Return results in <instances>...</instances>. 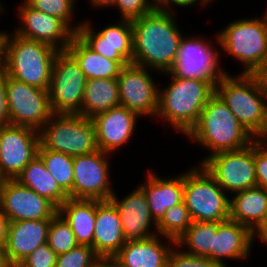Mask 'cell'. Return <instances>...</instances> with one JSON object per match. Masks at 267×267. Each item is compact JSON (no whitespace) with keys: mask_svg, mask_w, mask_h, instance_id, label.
Returning <instances> with one entry per match:
<instances>
[{"mask_svg":"<svg viewBox=\"0 0 267 267\" xmlns=\"http://www.w3.org/2000/svg\"><path fill=\"white\" fill-rule=\"evenodd\" d=\"M173 12L155 9L132 20L133 61L132 64L159 73L171 70L178 57L183 31Z\"/></svg>","mask_w":267,"mask_h":267,"instance_id":"obj_1","label":"cell"},{"mask_svg":"<svg viewBox=\"0 0 267 267\" xmlns=\"http://www.w3.org/2000/svg\"><path fill=\"white\" fill-rule=\"evenodd\" d=\"M164 75L169 76L170 83L164 89L159 87L156 118L167 122L176 133L186 136L198 123L219 80L175 77L170 72L163 73Z\"/></svg>","mask_w":267,"mask_h":267,"instance_id":"obj_2","label":"cell"},{"mask_svg":"<svg viewBox=\"0 0 267 267\" xmlns=\"http://www.w3.org/2000/svg\"><path fill=\"white\" fill-rule=\"evenodd\" d=\"M215 93L255 138L267 135V77L264 75L225 74Z\"/></svg>","mask_w":267,"mask_h":267,"instance_id":"obj_3","label":"cell"},{"mask_svg":"<svg viewBox=\"0 0 267 267\" xmlns=\"http://www.w3.org/2000/svg\"><path fill=\"white\" fill-rule=\"evenodd\" d=\"M186 139L209 150V155L197 165L213 154L243 149L255 140L216 93L209 98L198 123L186 135Z\"/></svg>","mask_w":267,"mask_h":267,"instance_id":"obj_4","label":"cell"},{"mask_svg":"<svg viewBox=\"0 0 267 267\" xmlns=\"http://www.w3.org/2000/svg\"><path fill=\"white\" fill-rule=\"evenodd\" d=\"M217 32L219 47L243 66L239 74L267 75V15L239 18Z\"/></svg>","mask_w":267,"mask_h":267,"instance_id":"obj_5","label":"cell"},{"mask_svg":"<svg viewBox=\"0 0 267 267\" xmlns=\"http://www.w3.org/2000/svg\"><path fill=\"white\" fill-rule=\"evenodd\" d=\"M58 52L49 44L6 32L3 71L15 80L48 90Z\"/></svg>","mask_w":267,"mask_h":267,"instance_id":"obj_6","label":"cell"},{"mask_svg":"<svg viewBox=\"0 0 267 267\" xmlns=\"http://www.w3.org/2000/svg\"><path fill=\"white\" fill-rule=\"evenodd\" d=\"M183 171V202L193 222H223L230 217V196L202 164Z\"/></svg>","mask_w":267,"mask_h":267,"instance_id":"obj_7","label":"cell"},{"mask_svg":"<svg viewBox=\"0 0 267 267\" xmlns=\"http://www.w3.org/2000/svg\"><path fill=\"white\" fill-rule=\"evenodd\" d=\"M40 145L44 149L70 156L93 153L98 149L92 119L80 114L53 113L39 130Z\"/></svg>","mask_w":267,"mask_h":267,"instance_id":"obj_8","label":"cell"},{"mask_svg":"<svg viewBox=\"0 0 267 267\" xmlns=\"http://www.w3.org/2000/svg\"><path fill=\"white\" fill-rule=\"evenodd\" d=\"M86 81L75 58L67 50L59 51L47 90L52 113L81 115Z\"/></svg>","mask_w":267,"mask_h":267,"instance_id":"obj_9","label":"cell"},{"mask_svg":"<svg viewBox=\"0 0 267 267\" xmlns=\"http://www.w3.org/2000/svg\"><path fill=\"white\" fill-rule=\"evenodd\" d=\"M215 37V42H212L201 35H184L177 60L169 72L175 77L206 80H220L225 74H230L221 65V52L214 46L215 43L219 45L218 37Z\"/></svg>","mask_w":267,"mask_h":267,"instance_id":"obj_10","label":"cell"},{"mask_svg":"<svg viewBox=\"0 0 267 267\" xmlns=\"http://www.w3.org/2000/svg\"><path fill=\"white\" fill-rule=\"evenodd\" d=\"M9 124L40 130L52 116L47 90L13 79L5 73Z\"/></svg>","mask_w":267,"mask_h":267,"instance_id":"obj_11","label":"cell"},{"mask_svg":"<svg viewBox=\"0 0 267 267\" xmlns=\"http://www.w3.org/2000/svg\"><path fill=\"white\" fill-rule=\"evenodd\" d=\"M202 165L229 196L257 186L254 141L243 149L213 154Z\"/></svg>","mask_w":267,"mask_h":267,"instance_id":"obj_12","label":"cell"},{"mask_svg":"<svg viewBox=\"0 0 267 267\" xmlns=\"http://www.w3.org/2000/svg\"><path fill=\"white\" fill-rule=\"evenodd\" d=\"M110 155L112 154L97 150L73 156L72 199L110 200L114 193L110 180Z\"/></svg>","mask_w":267,"mask_h":267,"instance_id":"obj_13","label":"cell"},{"mask_svg":"<svg viewBox=\"0 0 267 267\" xmlns=\"http://www.w3.org/2000/svg\"><path fill=\"white\" fill-rule=\"evenodd\" d=\"M39 131L26 126H0V174L4 179H16L22 170L38 156Z\"/></svg>","mask_w":267,"mask_h":267,"instance_id":"obj_14","label":"cell"},{"mask_svg":"<svg viewBox=\"0 0 267 267\" xmlns=\"http://www.w3.org/2000/svg\"><path fill=\"white\" fill-rule=\"evenodd\" d=\"M150 71L131 63L121 69L117 81L120 106L140 117L154 118L158 111L159 87Z\"/></svg>","mask_w":267,"mask_h":267,"instance_id":"obj_15","label":"cell"},{"mask_svg":"<svg viewBox=\"0 0 267 267\" xmlns=\"http://www.w3.org/2000/svg\"><path fill=\"white\" fill-rule=\"evenodd\" d=\"M96 30V31H95ZM76 35L93 51L113 61H133V28L130 20L120 19L97 30L83 20Z\"/></svg>","mask_w":267,"mask_h":267,"instance_id":"obj_16","label":"cell"},{"mask_svg":"<svg viewBox=\"0 0 267 267\" xmlns=\"http://www.w3.org/2000/svg\"><path fill=\"white\" fill-rule=\"evenodd\" d=\"M21 3L16 9L20 23L13 33L49 44L58 51L67 50L75 33L59 18L30 7L24 0Z\"/></svg>","mask_w":267,"mask_h":267,"instance_id":"obj_17","label":"cell"},{"mask_svg":"<svg viewBox=\"0 0 267 267\" xmlns=\"http://www.w3.org/2000/svg\"><path fill=\"white\" fill-rule=\"evenodd\" d=\"M0 208L9 221L51 219L58 213L52 202L15 179L4 180Z\"/></svg>","mask_w":267,"mask_h":267,"instance_id":"obj_18","label":"cell"},{"mask_svg":"<svg viewBox=\"0 0 267 267\" xmlns=\"http://www.w3.org/2000/svg\"><path fill=\"white\" fill-rule=\"evenodd\" d=\"M117 196L116 192L113 193L110 201L118 210L126 241L144 240L158 234L157 223L151 217L146 195L138 185L123 199ZM152 227H155L154 231Z\"/></svg>","mask_w":267,"mask_h":267,"instance_id":"obj_19","label":"cell"},{"mask_svg":"<svg viewBox=\"0 0 267 267\" xmlns=\"http://www.w3.org/2000/svg\"><path fill=\"white\" fill-rule=\"evenodd\" d=\"M139 115L129 109L119 106L95 115L92 119L96 132L98 149L109 153L122 149L130 142L136 128Z\"/></svg>","mask_w":267,"mask_h":267,"instance_id":"obj_20","label":"cell"},{"mask_svg":"<svg viewBox=\"0 0 267 267\" xmlns=\"http://www.w3.org/2000/svg\"><path fill=\"white\" fill-rule=\"evenodd\" d=\"M50 219L10 221L4 251L9 267H17L30 253L47 242Z\"/></svg>","mask_w":267,"mask_h":267,"instance_id":"obj_21","label":"cell"},{"mask_svg":"<svg viewBox=\"0 0 267 267\" xmlns=\"http://www.w3.org/2000/svg\"><path fill=\"white\" fill-rule=\"evenodd\" d=\"M252 248V231L248 227L228 219L218 225L216 235H214L213 248L207 258L219 263L222 267H227L224 259L246 260L251 256Z\"/></svg>","mask_w":267,"mask_h":267,"instance_id":"obj_22","label":"cell"},{"mask_svg":"<svg viewBox=\"0 0 267 267\" xmlns=\"http://www.w3.org/2000/svg\"><path fill=\"white\" fill-rule=\"evenodd\" d=\"M162 236L127 241L115 257L124 267H167L168 256L176 241Z\"/></svg>","mask_w":267,"mask_h":267,"instance_id":"obj_23","label":"cell"},{"mask_svg":"<svg viewBox=\"0 0 267 267\" xmlns=\"http://www.w3.org/2000/svg\"><path fill=\"white\" fill-rule=\"evenodd\" d=\"M156 174L148 170L146 181L138 186L146 195L151 217L158 223L167 209L183 201V172L166 178Z\"/></svg>","mask_w":267,"mask_h":267,"instance_id":"obj_24","label":"cell"},{"mask_svg":"<svg viewBox=\"0 0 267 267\" xmlns=\"http://www.w3.org/2000/svg\"><path fill=\"white\" fill-rule=\"evenodd\" d=\"M126 242L117 208L102 201L96 208L93 249L99 257L115 256Z\"/></svg>","mask_w":267,"mask_h":267,"instance_id":"obj_25","label":"cell"},{"mask_svg":"<svg viewBox=\"0 0 267 267\" xmlns=\"http://www.w3.org/2000/svg\"><path fill=\"white\" fill-rule=\"evenodd\" d=\"M230 197V220L253 231L267 218V189L256 186Z\"/></svg>","mask_w":267,"mask_h":267,"instance_id":"obj_26","label":"cell"},{"mask_svg":"<svg viewBox=\"0 0 267 267\" xmlns=\"http://www.w3.org/2000/svg\"><path fill=\"white\" fill-rule=\"evenodd\" d=\"M101 202L68 198L58 208V213L69 224L79 245L92 247L96 208Z\"/></svg>","mask_w":267,"mask_h":267,"instance_id":"obj_27","label":"cell"},{"mask_svg":"<svg viewBox=\"0 0 267 267\" xmlns=\"http://www.w3.org/2000/svg\"><path fill=\"white\" fill-rule=\"evenodd\" d=\"M67 51L78 62L87 80L117 78L121 69L129 65L128 61H113L89 48L76 34Z\"/></svg>","mask_w":267,"mask_h":267,"instance_id":"obj_28","label":"cell"},{"mask_svg":"<svg viewBox=\"0 0 267 267\" xmlns=\"http://www.w3.org/2000/svg\"><path fill=\"white\" fill-rule=\"evenodd\" d=\"M23 186L32 189L59 208L69 197L47 170L44 162L36 156L15 179Z\"/></svg>","mask_w":267,"mask_h":267,"instance_id":"obj_29","label":"cell"},{"mask_svg":"<svg viewBox=\"0 0 267 267\" xmlns=\"http://www.w3.org/2000/svg\"><path fill=\"white\" fill-rule=\"evenodd\" d=\"M117 78L90 79L86 81L81 115L93 118L95 115L119 107Z\"/></svg>","mask_w":267,"mask_h":267,"instance_id":"obj_30","label":"cell"},{"mask_svg":"<svg viewBox=\"0 0 267 267\" xmlns=\"http://www.w3.org/2000/svg\"><path fill=\"white\" fill-rule=\"evenodd\" d=\"M221 222H192L187 231L176 240L185 253L207 257L213 248L214 235Z\"/></svg>","mask_w":267,"mask_h":267,"instance_id":"obj_31","label":"cell"},{"mask_svg":"<svg viewBox=\"0 0 267 267\" xmlns=\"http://www.w3.org/2000/svg\"><path fill=\"white\" fill-rule=\"evenodd\" d=\"M38 156L44 162L47 170L54 177L60 188L72 199L73 187V156L62 152L38 148Z\"/></svg>","mask_w":267,"mask_h":267,"instance_id":"obj_32","label":"cell"},{"mask_svg":"<svg viewBox=\"0 0 267 267\" xmlns=\"http://www.w3.org/2000/svg\"><path fill=\"white\" fill-rule=\"evenodd\" d=\"M192 222L189 210L182 201L166 210L165 215L157 223L156 230L163 239L168 237L176 241L187 231Z\"/></svg>","mask_w":267,"mask_h":267,"instance_id":"obj_33","label":"cell"},{"mask_svg":"<svg viewBox=\"0 0 267 267\" xmlns=\"http://www.w3.org/2000/svg\"><path fill=\"white\" fill-rule=\"evenodd\" d=\"M30 7L57 17L62 20L75 34L83 21L76 23L75 19V4L77 0H24ZM70 21V22H69ZM75 23V24H72Z\"/></svg>","mask_w":267,"mask_h":267,"instance_id":"obj_34","label":"cell"},{"mask_svg":"<svg viewBox=\"0 0 267 267\" xmlns=\"http://www.w3.org/2000/svg\"><path fill=\"white\" fill-rule=\"evenodd\" d=\"M47 243L57 255L66 253L79 245L69 224L59 213L50 219Z\"/></svg>","mask_w":267,"mask_h":267,"instance_id":"obj_35","label":"cell"},{"mask_svg":"<svg viewBox=\"0 0 267 267\" xmlns=\"http://www.w3.org/2000/svg\"><path fill=\"white\" fill-rule=\"evenodd\" d=\"M98 257L93 247L78 245L66 253L57 255L56 267H94Z\"/></svg>","mask_w":267,"mask_h":267,"instance_id":"obj_36","label":"cell"},{"mask_svg":"<svg viewBox=\"0 0 267 267\" xmlns=\"http://www.w3.org/2000/svg\"><path fill=\"white\" fill-rule=\"evenodd\" d=\"M112 8L119 9L120 19L132 21L154 11L157 7L156 0H116Z\"/></svg>","mask_w":267,"mask_h":267,"instance_id":"obj_37","label":"cell"},{"mask_svg":"<svg viewBox=\"0 0 267 267\" xmlns=\"http://www.w3.org/2000/svg\"><path fill=\"white\" fill-rule=\"evenodd\" d=\"M179 250H178V249ZM167 267H222L219 263L208 259L207 257L195 256L185 253L176 244L172 248L168 260Z\"/></svg>","mask_w":267,"mask_h":267,"instance_id":"obj_38","label":"cell"},{"mask_svg":"<svg viewBox=\"0 0 267 267\" xmlns=\"http://www.w3.org/2000/svg\"><path fill=\"white\" fill-rule=\"evenodd\" d=\"M57 254L46 242L30 253L17 267H56Z\"/></svg>","mask_w":267,"mask_h":267,"instance_id":"obj_39","label":"cell"},{"mask_svg":"<svg viewBox=\"0 0 267 267\" xmlns=\"http://www.w3.org/2000/svg\"><path fill=\"white\" fill-rule=\"evenodd\" d=\"M254 166L257 186L267 189V142L254 140Z\"/></svg>","mask_w":267,"mask_h":267,"instance_id":"obj_40","label":"cell"},{"mask_svg":"<svg viewBox=\"0 0 267 267\" xmlns=\"http://www.w3.org/2000/svg\"><path fill=\"white\" fill-rule=\"evenodd\" d=\"M197 2L204 7L206 5L207 7L210 6L208 5L210 4L208 0H156V7L157 9L174 13V8H176L177 6L178 8L180 7V9H182L183 7H185L186 9V7L191 8V6L196 5Z\"/></svg>","mask_w":267,"mask_h":267,"instance_id":"obj_41","label":"cell"},{"mask_svg":"<svg viewBox=\"0 0 267 267\" xmlns=\"http://www.w3.org/2000/svg\"><path fill=\"white\" fill-rule=\"evenodd\" d=\"M9 124V111L6 97L5 72H0V126Z\"/></svg>","mask_w":267,"mask_h":267,"instance_id":"obj_42","label":"cell"},{"mask_svg":"<svg viewBox=\"0 0 267 267\" xmlns=\"http://www.w3.org/2000/svg\"><path fill=\"white\" fill-rule=\"evenodd\" d=\"M9 222L8 217L0 208V253L2 254H4L7 243Z\"/></svg>","mask_w":267,"mask_h":267,"instance_id":"obj_43","label":"cell"},{"mask_svg":"<svg viewBox=\"0 0 267 267\" xmlns=\"http://www.w3.org/2000/svg\"><path fill=\"white\" fill-rule=\"evenodd\" d=\"M253 243L257 239L261 244L267 246V218L255 229L252 231Z\"/></svg>","mask_w":267,"mask_h":267,"instance_id":"obj_44","label":"cell"},{"mask_svg":"<svg viewBox=\"0 0 267 267\" xmlns=\"http://www.w3.org/2000/svg\"><path fill=\"white\" fill-rule=\"evenodd\" d=\"M94 267H124L115 256L98 257Z\"/></svg>","mask_w":267,"mask_h":267,"instance_id":"obj_45","label":"cell"},{"mask_svg":"<svg viewBox=\"0 0 267 267\" xmlns=\"http://www.w3.org/2000/svg\"><path fill=\"white\" fill-rule=\"evenodd\" d=\"M116 0H89L88 4L91 7L94 6L93 8H100L103 9L104 7L108 8V7H113L115 5Z\"/></svg>","mask_w":267,"mask_h":267,"instance_id":"obj_46","label":"cell"},{"mask_svg":"<svg viewBox=\"0 0 267 267\" xmlns=\"http://www.w3.org/2000/svg\"><path fill=\"white\" fill-rule=\"evenodd\" d=\"M6 36V30H0V72L3 71V59H4V39Z\"/></svg>","mask_w":267,"mask_h":267,"instance_id":"obj_47","label":"cell"},{"mask_svg":"<svg viewBox=\"0 0 267 267\" xmlns=\"http://www.w3.org/2000/svg\"><path fill=\"white\" fill-rule=\"evenodd\" d=\"M0 267H9L4 254L0 253Z\"/></svg>","mask_w":267,"mask_h":267,"instance_id":"obj_48","label":"cell"},{"mask_svg":"<svg viewBox=\"0 0 267 267\" xmlns=\"http://www.w3.org/2000/svg\"><path fill=\"white\" fill-rule=\"evenodd\" d=\"M4 180L5 179L0 174V193H1V187H2V184H3Z\"/></svg>","mask_w":267,"mask_h":267,"instance_id":"obj_49","label":"cell"},{"mask_svg":"<svg viewBox=\"0 0 267 267\" xmlns=\"http://www.w3.org/2000/svg\"><path fill=\"white\" fill-rule=\"evenodd\" d=\"M4 6H2V4H1V2H0V15L3 13V12H5V10H4Z\"/></svg>","mask_w":267,"mask_h":267,"instance_id":"obj_50","label":"cell"},{"mask_svg":"<svg viewBox=\"0 0 267 267\" xmlns=\"http://www.w3.org/2000/svg\"><path fill=\"white\" fill-rule=\"evenodd\" d=\"M208 1H209L210 5H211V3L214 2L215 0H208Z\"/></svg>","mask_w":267,"mask_h":267,"instance_id":"obj_51","label":"cell"},{"mask_svg":"<svg viewBox=\"0 0 267 267\" xmlns=\"http://www.w3.org/2000/svg\"><path fill=\"white\" fill-rule=\"evenodd\" d=\"M263 139L267 142V135Z\"/></svg>","mask_w":267,"mask_h":267,"instance_id":"obj_52","label":"cell"}]
</instances>
